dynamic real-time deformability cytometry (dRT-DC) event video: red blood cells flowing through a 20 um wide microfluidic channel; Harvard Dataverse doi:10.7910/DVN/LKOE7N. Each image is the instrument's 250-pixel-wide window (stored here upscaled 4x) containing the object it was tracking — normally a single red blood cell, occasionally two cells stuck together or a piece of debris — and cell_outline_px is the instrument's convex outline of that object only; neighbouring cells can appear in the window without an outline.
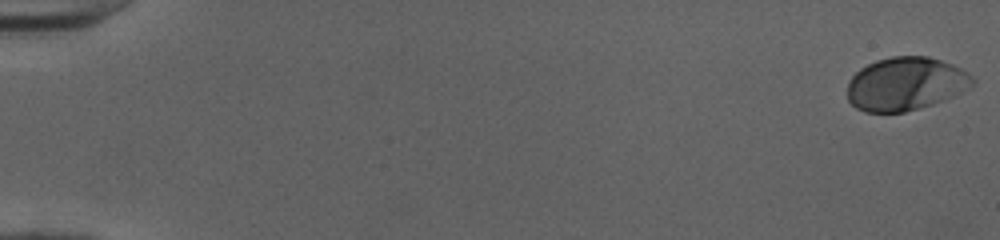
{"species": "human", "species_latin": "Homo sapiens", "temperature_condition": "cold", "stored_images_in_passage": 52, "camera_frame_rate_fps": 3000, "um_per_image_px": 0.085, "donor": {"sex": "female"}, "frame": {"image": 1, "passage_image": 1, "time_ms": 0.0, "image_size_px": [1000, 240], "cell_outline_px": [[976, 80], [968, 88], [952, 96], [932, 104], [904, 112], [864, 112], [856, 108], [848, 100], [848, 80], [860, 68], [876, 60], [892, 56], [928, 56], [952, 64], [968, 72]], "centroid_in_image_um": [76.96, 7.12], "position_along_channel_um": 8.0, "area_um2": 38.78}}
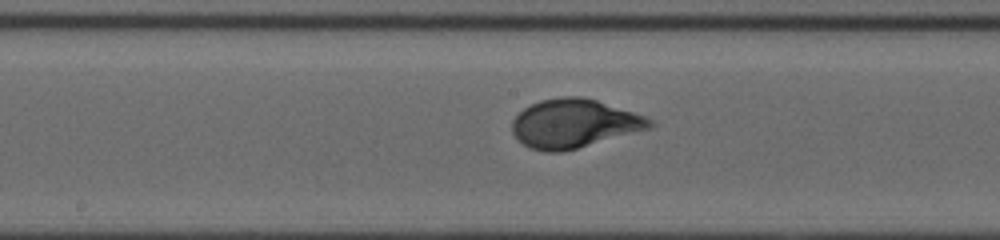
{"frame": {"image": 2, "passage_image": 29, "time_ms": 9.333, "image_size_px": [1000, 240], "cell_outline_px": [[656, 124], [652, 128], [564, 152], [544, 152], [528, 148], [512, 132], [512, 120], [524, 108], [540, 100], [560, 96], [580, 96], [596, 100], [644, 116], [652, 120]], "centroid_in_image_um": [48.8, 10.51], "position_along_channel_um": 199.4, "area_um2": 39.07}}
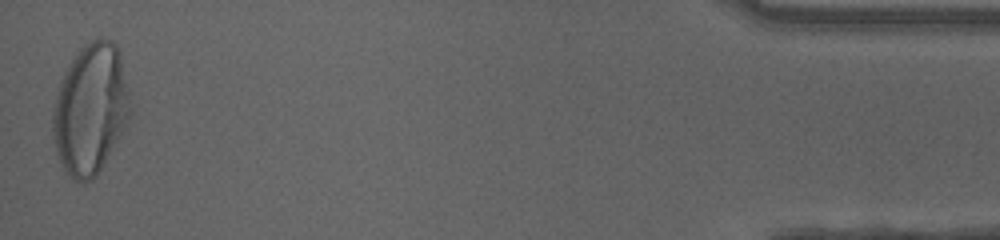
{"frame": {"image": 3, "passage_image": 52, "time_ms": 17.0, "image_size_px": [1000, 240], "cell_outline_px": [[132, 112], [96, 176], [92, 180], [72, 180], [64, 168], [56, 152], [52, 132], [52, 112], [60, 80], [68, 64], [76, 52], [84, 44], [92, 40], [104, 36], [112, 40], [120, 48], [132, 108]], "centroid_in_image_um": [7.69, 9.19], "position_along_channel_um": 427.5, "area_um2": 58.96}, "authors_computed_cell_mechanics": {"area_um2": 38.5815, "velocity_mm_per_s": 4.0003, "shape_relaxation_time_tau1_ms": 3.2248, "shape_relaxation_time_tau2_ms": null, "deformation_change_tau1": 0.1756, "deformation_change_tau2": null}}